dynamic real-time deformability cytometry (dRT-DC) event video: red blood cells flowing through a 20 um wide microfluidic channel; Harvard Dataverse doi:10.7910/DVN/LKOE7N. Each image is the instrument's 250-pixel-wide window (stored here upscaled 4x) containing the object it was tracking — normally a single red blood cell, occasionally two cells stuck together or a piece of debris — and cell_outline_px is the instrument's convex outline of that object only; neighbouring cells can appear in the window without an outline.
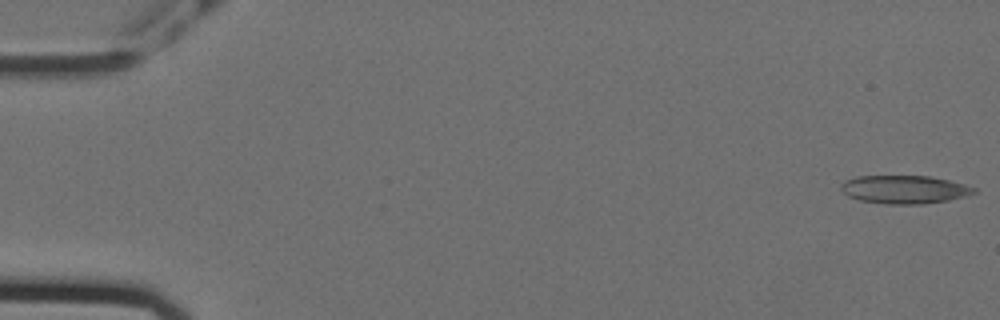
{"species": "Egyptian fruit bat (a non-hibernating species)", "species_latin": "Rousettus aegyptiacus", "temperature_condition": "cold", "stored_images_in_passage": 56, "camera_frame_rate_fps": 3000, "um_per_image_px": 0.085, "animal": {"sex": "female"}, "frame": {"image": 1, "passage_image": 1, "time_ms": 0.0, "image_size_px": [1000, 320], "cell_outline_px": [[976, 192], [964, 196], [948, 200], [924, 204], [884, 204], [860, 200], [848, 196], [840, 188], [840, 184], [844, 180], [856, 176], [928, 176], [948, 180], [964, 184], [976, 188]], "centroid_in_image_um": [76.84, 16.1], "position_along_channel_um": 8.2, "area_um2": 21.85}}
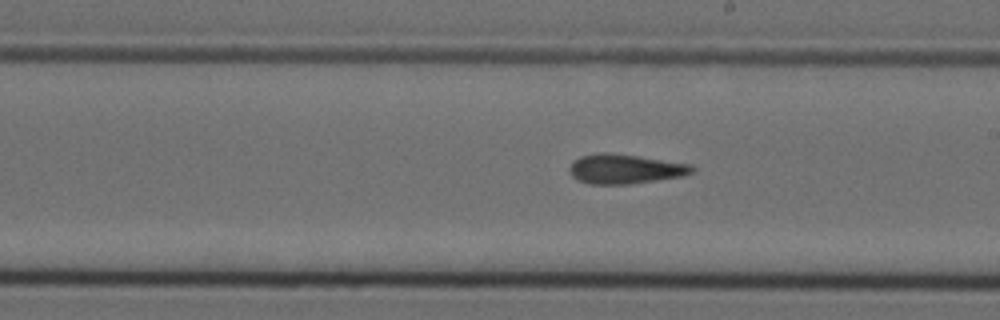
{"frame": {"image": 2, "passage_image": 32, "time_ms": 10.333, "image_size_px": [1000, 320], "cell_outline_px": [[696, 168], [692, 172], [680, 176], [656, 180], [628, 184], [588, 184], [576, 180], [568, 172], [568, 168], [572, 160], [580, 156], [596, 152], [608, 152], [692, 164]], "centroid_in_image_um": [53.04, 14.35], "position_along_channel_um": 236.0, "area_um2": 21.27}}
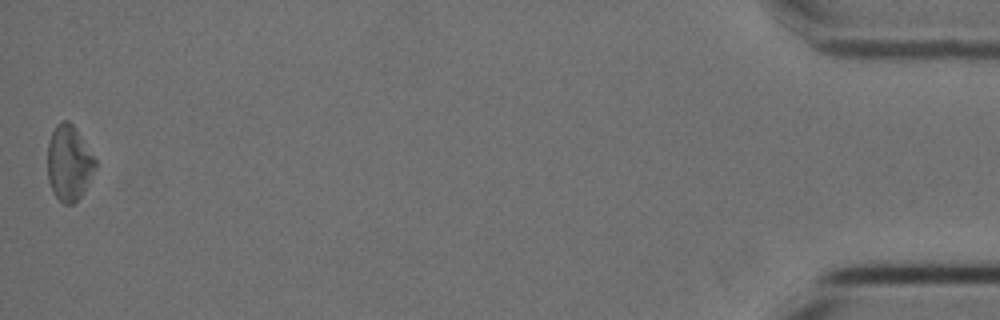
{"frame": {"image": 3, "passage_image": 56, "time_ms": 18.333, "image_size_px": [1000, 320], "cell_outline_px": [[96, 168], [80, 196], [72, 204], [64, 204], [56, 196], [48, 180], [48, 144], [52, 132], [56, 124], [60, 120], [68, 120], [72, 124], [96, 160]], "centroid_in_image_um": [5.85, 13.83], "position_along_channel_um": 429.4, "area_um2": 20.52}, "authors_computed_cell_mechanics": {"area_um2": 20.9525, "velocity_mm_per_s": 3.5681, "shape_relaxation_time_tau1_ms": null, "shape_relaxation_time_tau2_ms": 5.5847, "deformation_change_tau1": null, "deformation_change_tau2": 0.1591}}